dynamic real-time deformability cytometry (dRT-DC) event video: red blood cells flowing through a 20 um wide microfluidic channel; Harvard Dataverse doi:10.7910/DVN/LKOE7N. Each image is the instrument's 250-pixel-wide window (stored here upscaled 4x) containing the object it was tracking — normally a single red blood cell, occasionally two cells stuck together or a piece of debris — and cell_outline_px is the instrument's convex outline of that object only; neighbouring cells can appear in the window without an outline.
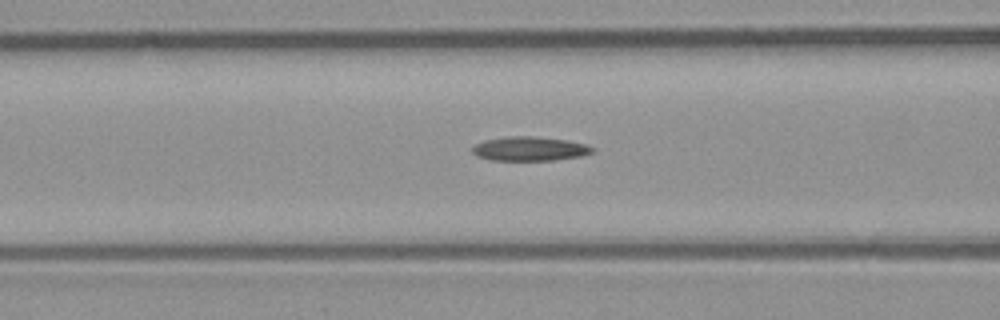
{"species": "common noctule bat (a hibernating species)", "species_latin": "Nyctalus noctula", "temperature_condition": "room temperature", "stored_images_in_passage": 28, "camera_frame_rate_fps": 3000, "um_per_image_px": 0.085, "animal": {"sex": "male", "body_mass_g": 23.1, "forearm_length_mm": 52.7}, "frame": {"image": 1, "passage_image": 6, "time_ms": 1.667, "image_size_px": [1000, 320], "cell_outline_px": [[596, 148], [592, 152], [580, 156], [556, 160], [492, 160], [476, 156], [472, 152], [472, 148], [476, 144], [484, 140], [508, 136], [532, 136], [564, 140], [584, 144]], "centroid_in_image_um": [44.99, 12.65], "position_along_channel_um": 121.6, "area_um2": 16.76}}
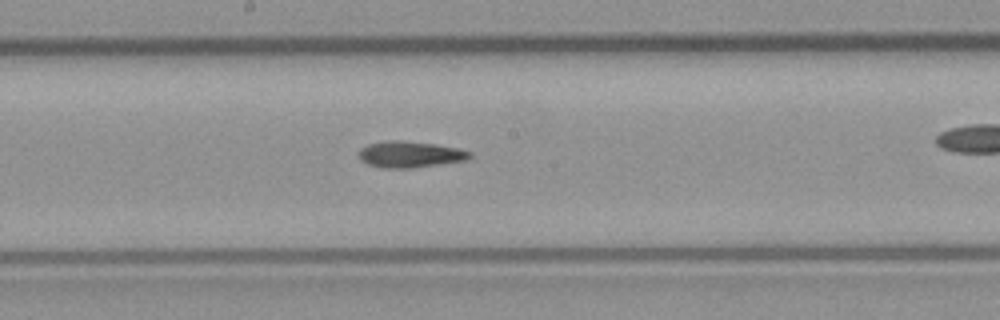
{"frame": {"image": 2, "passage_image": 13, "time_ms": 4.0, "image_size_px": [1000, 320], "cell_outline_px": [[472, 156], [464, 160], [412, 168], [384, 168], [368, 164], [360, 160], [360, 148], [368, 144], [388, 140], [404, 140], [432, 144], [456, 148], [472, 152]], "centroid_in_image_um": [34.82, 13.12], "position_along_channel_um": 213.4, "area_um2": 16.76}}
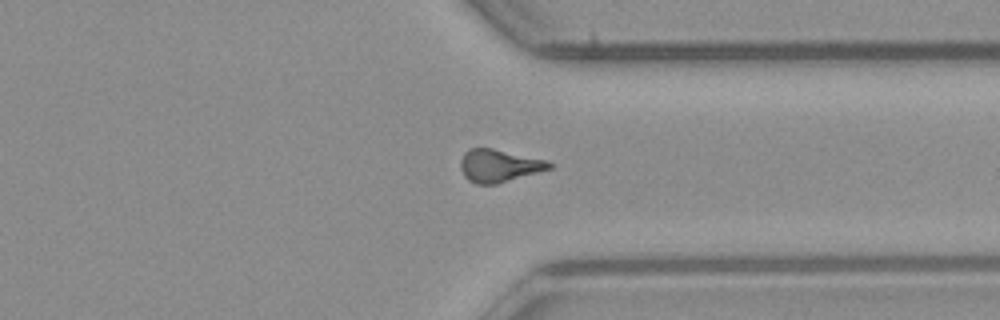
{"frame": {"image": 3, "passage_image": 25, "time_ms": 8.0, "image_size_px": [1000, 320], "cell_outline_px": [[552, 168], [496, 184], [476, 184], [468, 180], [464, 176], [460, 168], [460, 160], [464, 152], [468, 148], [492, 148], [548, 160], [552, 164]], "centroid_in_image_um": [42.39, 14.07], "position_along_channel_um": 369.0, "area_um2": 16.94}}